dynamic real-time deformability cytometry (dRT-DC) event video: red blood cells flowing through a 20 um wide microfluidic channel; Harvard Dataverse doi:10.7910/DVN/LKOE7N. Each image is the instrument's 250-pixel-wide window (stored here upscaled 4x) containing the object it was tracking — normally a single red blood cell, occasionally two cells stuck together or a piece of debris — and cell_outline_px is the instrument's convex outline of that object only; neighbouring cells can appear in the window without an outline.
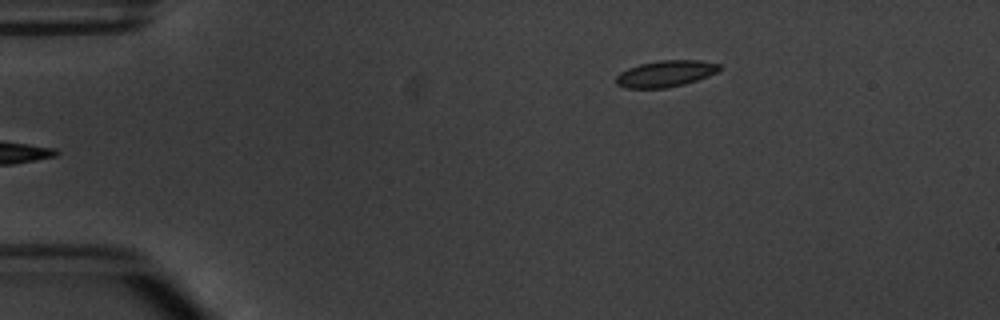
{"species": "common noctule bat (a hibernating species)", "species_latin": "Nyctalus noctula", "temperature_condition": "warm", "stored_images_in_passage": 4, "camera_frame_rate_fps": 3000, "um_per_image_px": 0.085, "animal": {"sex": "male", "body_mass_g": 20.1, "forearm_length_mm": 53.5}, "frame": {"image": 1, "passage_image": 4, "time_ms": 3.333, "image_size_px": [1000, 320], "cell_outline_px": [[720, 68], [716, 72], [708, 76], [684, 84], [664, 88], [624, 88], [616, 84], [616, 76], [620, 72], [628, 68], [640, 64], [660, 60], [700, 60], [720, 64]], "centroid_in_image_um": [56.55, 6.26], "position_along_channel_um": 28.5, "area_um2": 15.84}}